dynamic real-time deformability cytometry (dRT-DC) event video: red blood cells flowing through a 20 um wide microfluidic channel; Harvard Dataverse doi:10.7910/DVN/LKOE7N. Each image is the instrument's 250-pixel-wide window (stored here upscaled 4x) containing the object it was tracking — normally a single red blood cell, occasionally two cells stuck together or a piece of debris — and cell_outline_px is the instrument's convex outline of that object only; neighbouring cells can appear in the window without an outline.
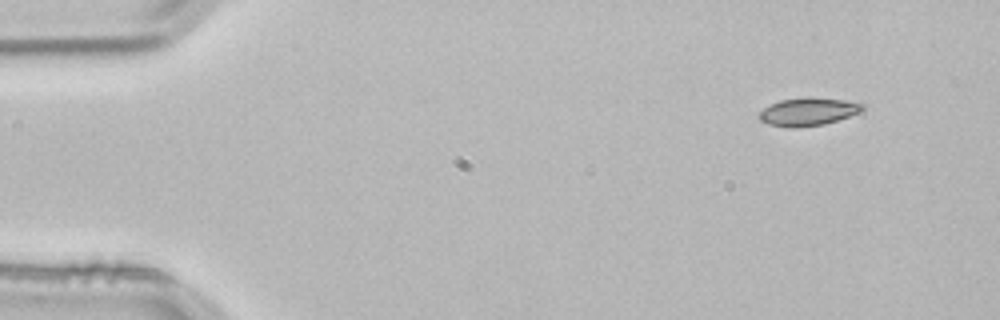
{"species": "common noctule bat (a hibernating species)", "species_latin": "Nyctalus noctula", "temperature_condition": "room temperature", "stored_images_in_passage": 4, "segment_of_instrument_passage": [1, 2], "camera_frame_rate_fps": 3000, "um_per_image_px": 0.085, "animal": {"sex": "male", "body_mass_g": 21.5, "forearm_length_mm": 52.0}, "frame": {"image": 1, "passage_image": 1, "time_ms": 0.0, "image_size_px": [1000, 320], "cell_outline_px": [[864, 108], [860, 112], [824, 124], [796, 128], [788, 128], [768, 124], [760, 120], [760, 112], [764, 108], [780, 100], [808, 96], [812, 96], [844, 100], [864, 104]], "centroid_in_image_um": [68.68, 9.48], "position_along_channel_um": 16.3, "area_um2": 16.82}}